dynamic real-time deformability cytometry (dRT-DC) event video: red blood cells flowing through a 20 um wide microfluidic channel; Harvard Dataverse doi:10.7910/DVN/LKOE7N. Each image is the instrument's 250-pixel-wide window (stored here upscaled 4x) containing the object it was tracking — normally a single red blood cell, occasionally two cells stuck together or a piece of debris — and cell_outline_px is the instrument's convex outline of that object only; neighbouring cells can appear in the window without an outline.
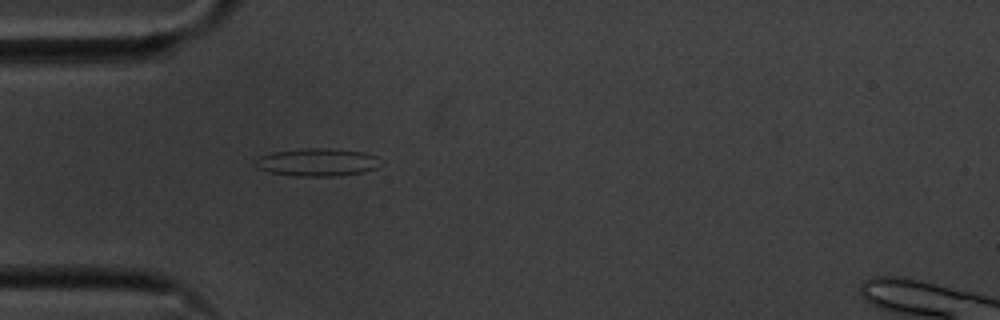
{"species": "common noctule bat (a hibernating species)", "species_latin": "Nyctalus noctula", "temperature_condition": "cold", "stored_images_in_passage": 40, "camera_frame_rate_fps": 3000, "um_per_image_px": 0.085, "animal": {"sex": "male", "body_mass_g": 20.1, "forearm_length_mm": 53.5}, "frame": {"image": 1, "passage_image": 1, "time_ms": 0.0, "image_size_px": [1000, 320], "cell_outline_px": [[376, 168], [360, 172], [336, 176], [292, 176], [272, 172], [256, 168], [252, 164], [256, 156], [272, 152], [304, 148], [328, 148], [364, 152], [376, 156]], "centroid_in_image_um": [26.83, 13.78], "position_along_channel_um": 58.2, "area_um2": 20.23}}
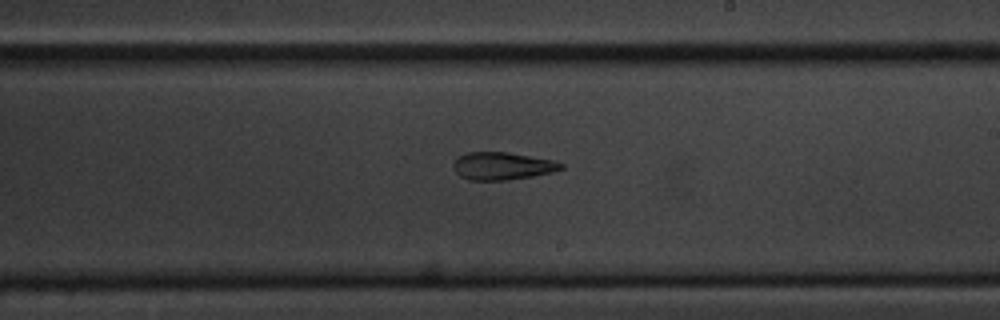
{"frame": {"image": 2, "passage_image": 17, "time_ms": 5.333, "image_size_px": [1000, 320], "cell_outline_px": [[564, 168], [552, 172], [532, 176], [508, 180], [468, 180], [460, 176], [456, 172], [452, 164], [460, 156], [468, 152], [508, 152], [552, 160], [564, 164]], "centroid_in_image_um": [42.69, 14.11], "position_along_channel_um": 246.3, "area_um2": 17.22}}
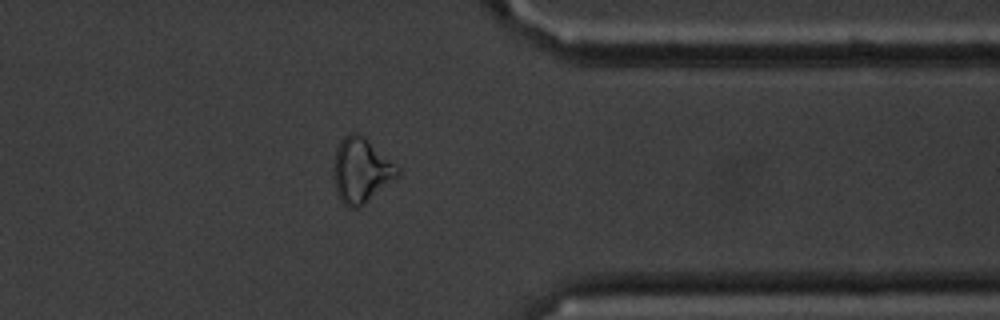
{"frame": {"image": 3, "passage_image": 29, "time_ms": 9.333, "image_size_px": [1000, 320], "cell_outline_px": [[400, 172], [396, 176], [364, 204], [356, 208], [348, 208], [340, 200], [336, 192], [332, 176], [332, 172], [336, 148], [340, 140], [344, 136], [352, 132], [356, 132], [364, 136], [400, 168]], "centroid_in_image_um": [30.64, 14.46], "position_along_channel_um": 380.8, "area_um2": 24.04}, "authors_computed_cell_mechanics": {"area_um2": 18.1781, "velocity_mm_per_s": 3.5863, "shape_relaxation_time_tau1_ms": null, "shape_relaxation_time_tau2_ms": 3.0369, "deformation_change_tau1": null, "deformation_change_tau2": 0.1168}}